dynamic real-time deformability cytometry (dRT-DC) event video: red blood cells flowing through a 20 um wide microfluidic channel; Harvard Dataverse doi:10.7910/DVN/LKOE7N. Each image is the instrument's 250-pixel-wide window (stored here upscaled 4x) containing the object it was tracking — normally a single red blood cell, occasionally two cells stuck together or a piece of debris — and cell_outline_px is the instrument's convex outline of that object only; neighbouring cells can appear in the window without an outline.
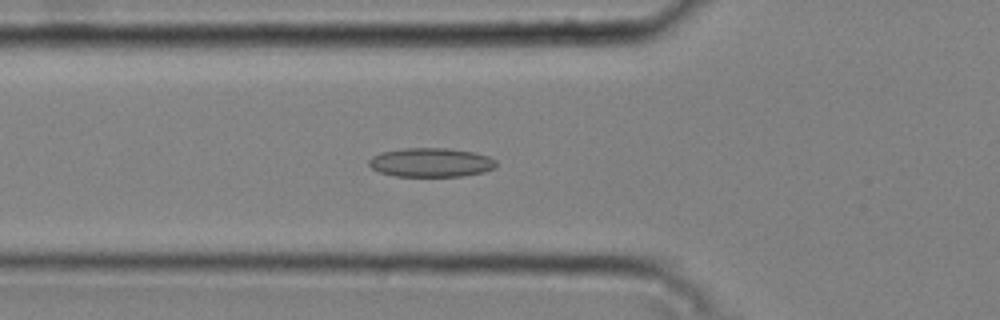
{"species": "common noctule bat (a hibernating species)", "species_latin": "Nyctalus noctula", "temperature_condition": "cold", "stored_images_in_passage": 45, "camera_frame_rate_fps": 3000, "um_per_image_px": 0.085, "animal": {"sex": "male", "body_mass_g": 20.4}, "frame": {"image": 1, "passage_image": 13, "time_ms": 4.0, "image_size_px": [1000, 320], "cell_outline_px": [[496, 168], [484, 172], [464, 176], [396, 176], [380, 172], [372, 168], [368, 164], [368, 160], [372, 156], [380, 152], [400, 148], [448, 148], [476, 152], [488, 156], [496, 160]], "centroid_in_image_um": [36.64, 13.8], "position_along_channel_um": 89.2, "area_um2": 21.79}}
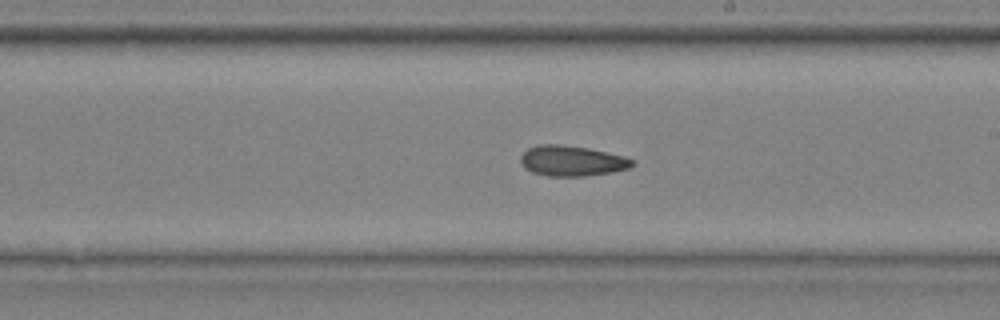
{"frame": {"image": 2, "passage_image": 25, "time_ms": 8.0, "image_size_px": [1000, 320], "cell_outline_px": [[636, 164], [628, 168], [612, 172], [584, 176], [548, 176], [532, 172], [524, 168], [520, 164], [520, 156], [528, 148], [540, 144], [560, 144], [588, 148], [624, 156], [636, 160]], "centroid_in_image_um": [48.61, 13.67], "position_along_channel_um": 240.4, "area_um2": 19.94}}
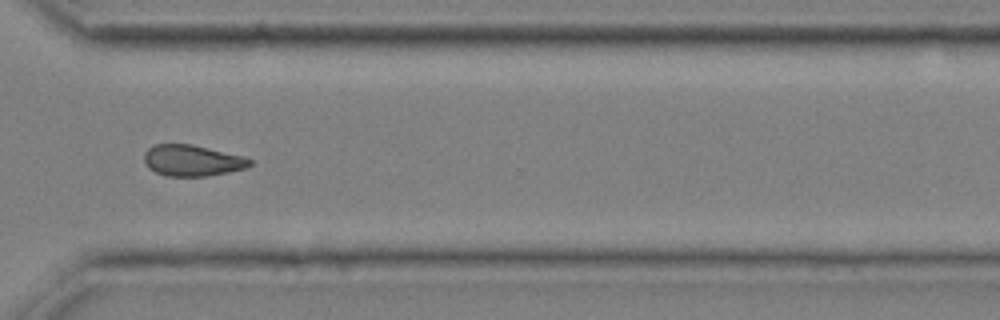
{"frame": {"image": 3, "passage_image": 34, "time_ms": 11.0, "image_size_px": [1000, 320], "cell_outline_px": [[252, 164], [248, 168], [208, 176], [164, 176], [148, 168], [144, 160], [144, 152], [148, 148], [156, 144], [192, 144], [244, 156], [252, 160]], "centroid_in_image_um": [16.35, 13.64], "position_along_channel_um": 354.3, "area_um2": 19.36}, "authors_computed_cell_mechanics": {"area_um2": 19.5942, "velocity_mm_per_s": 3.7752, "shape_relaxation_time_tau1_ms": null, "shape_relaxation_time_tau2_ms": 6.0783, "deformation_change_tau1": null, "deformation_change_tau2": 0.1217}}